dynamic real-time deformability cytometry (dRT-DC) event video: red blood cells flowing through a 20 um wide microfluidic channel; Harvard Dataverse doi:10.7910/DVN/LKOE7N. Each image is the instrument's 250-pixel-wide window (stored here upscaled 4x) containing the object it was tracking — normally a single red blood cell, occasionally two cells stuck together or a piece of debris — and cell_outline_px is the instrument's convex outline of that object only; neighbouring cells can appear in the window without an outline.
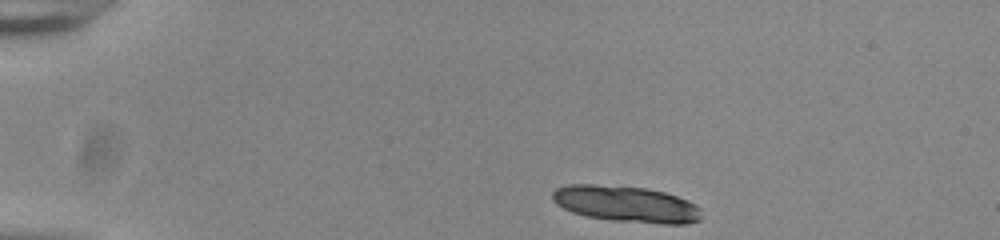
{"species": "common noctule bat (a hibernating species)", "species_latin": "Nyctalus noctula", "temperature_condition": "room temperature", "stored_images_in_passage": 34, "camera_frame_rate_fps": 3000, "um_per_image_px": 0.085, "animal": {"sex": "male", "body_mass_g": 20.0, "forearm_length_mm": 53.3}, "frame": {"image": 1, "passage_image": 1, "time_ms": 0.0, "image_size_px": [1000, 240], "cell_outline_px": [[700, 220], [684, 224], [664, 224], [612, 220], [584, 216], [572, 212], [556, 204], [552, 200], [552, 192], [556, 188], [568, 184], [592, 184], [644, 188], [664, 192], [688, 200], [696, 204], [700, 208]], "centroid_in_image_um": [53.2, 17.34], "position_along_channel_um": 31.8, "area_um2": 31.5}}
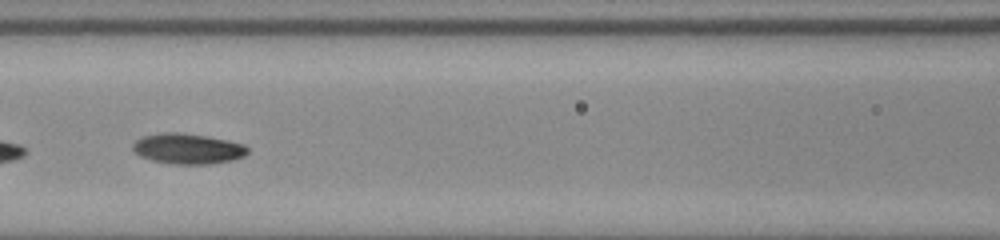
{"frame": {"image": 2, "passage_image": 17, "time_ms": 5.333, "image_size_px": [1000, 240], "cell_outline_px": [[248, 152], [244, 156], [232, 160], [212, 164], [168, 164], [152, 160], [140, 156], [132, 148], [132, 144], [136, 140], [144, 136], [164, 132], [176, 132], [204, 136], [228, 140], [244, 144], [248, 148]], "centroid_in_image_um": [15.96, 12.65], "position_along_channel_um": 150.6, "area_um2": 20.35}}
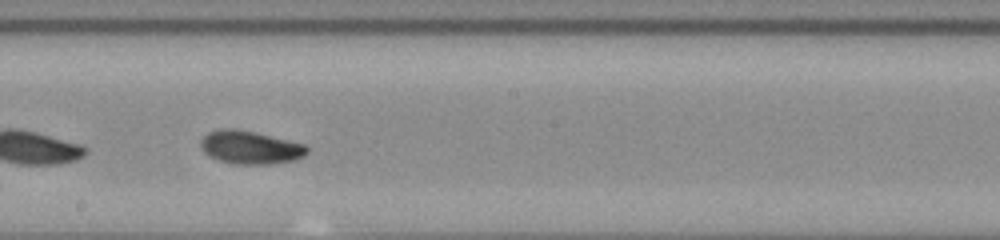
{"frame": {"image": 3, "passage_image": 23, "time_ms": 7.333, "image_size_px": [1000, 240], "cell_outline_px": [[308, 152], [304, 156], [292, 160], [268, 164], [232, 164], [208, 156], [200, 148], [200, 140], [208, 132], [220, 128], [236, 128], [256, 132], [304, 144], [308, 148]], "centroid_in_image_um": [21.22, 12.52], "position_along_channel_um": 227.0, "area_um2": 20.63}}